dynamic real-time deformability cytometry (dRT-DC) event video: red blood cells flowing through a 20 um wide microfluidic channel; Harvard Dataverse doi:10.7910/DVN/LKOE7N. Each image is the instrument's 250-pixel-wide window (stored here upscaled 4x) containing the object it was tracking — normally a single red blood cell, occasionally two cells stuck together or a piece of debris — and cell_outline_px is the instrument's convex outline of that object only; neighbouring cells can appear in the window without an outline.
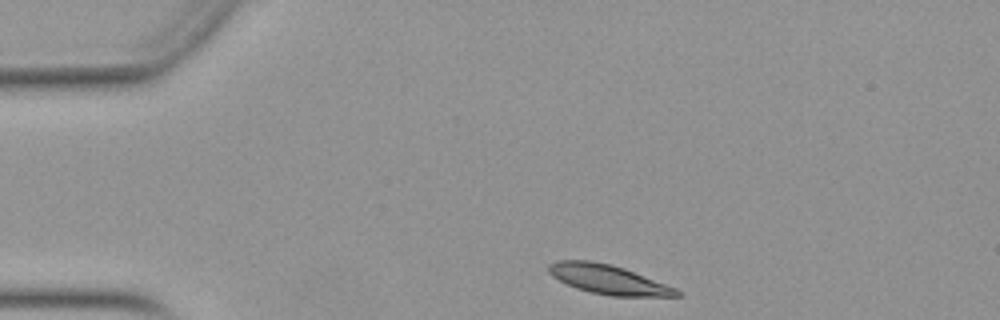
{"species": "Egyptian fruit bat (a non-hibernating species)", "species_latin": "Rousettus aegyptiacus", "temperature_condition": "warm", "stored_images_in_passage": 35, "camera_frame_rate_fps": 3000, "um_per_image_px": 0.085, "animal": {"sex": "female"}, "frame": {"image": 1, "passage_image": 2, "time_ms": 0.333, "image_size_px": [1000, 320], "cell_outline_px": [[684, 296], [612, 296], [592, 292], [576, 288], [552, 276], [548, 272], [548, 264], [556, 260], [592, 260], [612, 264], [624, 268], [676, 288]], "centroid_in_image_um": [51.69, 23.74], "position_along_channel_um": 33.3, "area_um2": 21.79}}
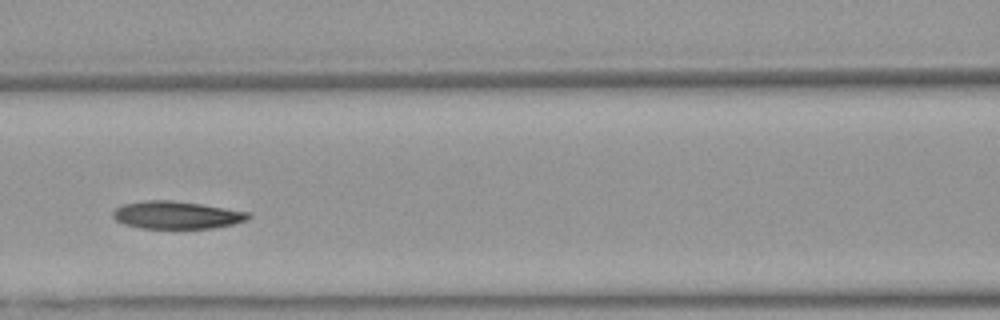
{"frame": {"image": 2, "passage_image": 15, "time_ms": 4.667, "image_size_px": [1000, 320], "cell_outline_px": [[252, 216], [248, 220], [232, 224], [212, 228], [140, 228], [124, 224], [116, 220], [112, 216], [112, 212], [116, 208], [124, 204], [144, 200], [172, 200], [200, 204], [252, 212]], "centroid_in_image_um": [15.03, 18.27], "position_along_channel_um": 151.6, "area_um2": 21.85}}
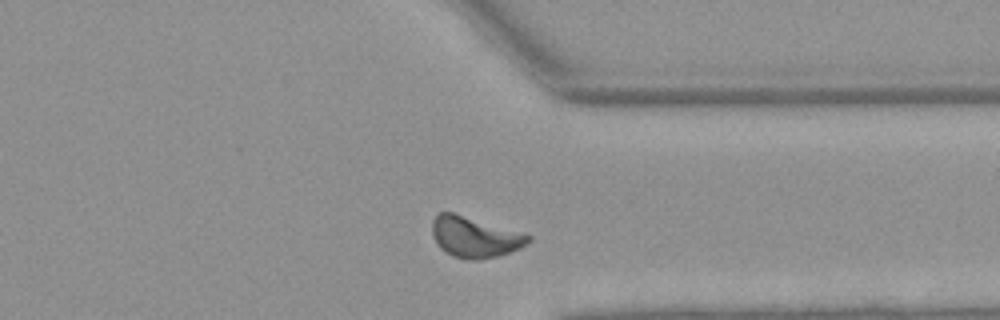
{"frame": {"image": 3, "passage_image": 32, "time_ms": 10.333, "image_size_px": [1000, 320], "cell_outline_px": [[532, 240], [528, 244], [520, 248], [496, 256], [480, 260], [472, 260], [452, 256], [444, 252], [440, 248], [432, 236], [432, 220], [440, 212], [452, 212], [532, 236]], "centroid_in_image_um": [40.32, 20.16], "position_along_channel_um": 371.1, "area_um2": 22.6}, "authors_computed_cell_mechanics": {"area_um2": 21.964, "velocity_mm_per_s": 3.906, "shape_relaxation_time_tau1_ms": 4.4483, "shape_relaxation_time_tau2_ms": 6.166, "deformation_change_tau1": 0.1457, "deformation_change_tau2": 0.1276}}